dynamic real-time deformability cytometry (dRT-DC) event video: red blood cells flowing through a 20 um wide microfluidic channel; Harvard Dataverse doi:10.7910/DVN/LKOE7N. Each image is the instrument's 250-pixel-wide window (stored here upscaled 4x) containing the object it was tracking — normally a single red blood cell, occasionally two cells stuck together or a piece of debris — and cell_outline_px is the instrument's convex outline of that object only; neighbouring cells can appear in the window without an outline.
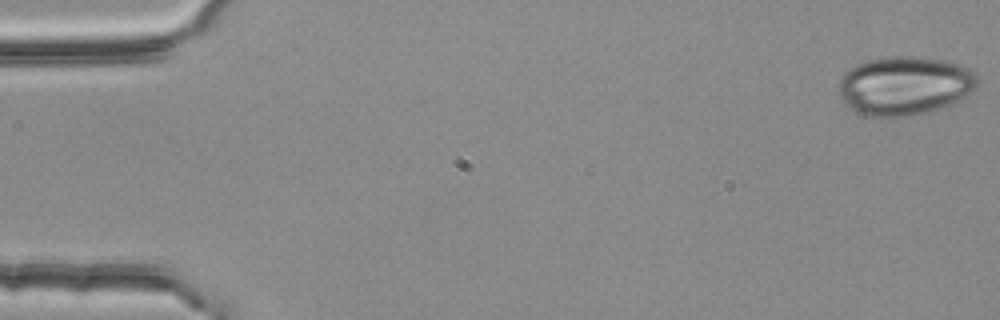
{"species": "common noctule bat (a hibernating species)", "species_latin": "Nyctalus noctula", "temperature_condition": "room temperature", "stored_images_in_passage": 4, "segment_of_instrument_passage": [2, 2], "camera_frame_rate_fps": 3000, "um_per_image_px": 0.085, "animal": {"sex": "female", "body_mass_g": 25.1}, "frame": {"image": 1, "passage_image": 4, "time_ms": 1.0, "image_size_px": [1000, 320], "cell_outline_px": [[980, 80], [976, 88], [968, 96], [960, 100], [940, 108], [924, 112], [904, 116], [868, 116], [856, 112], [840, 96], [840, 76], [844, 72], [856, 64], [868, 60], [884, 56], [920, 56], [944, 60], [960, 64], [968, 68]], "centroid_in_image_um": [76.93, 7.25], "position_along_channel_um": 8.1, "area_um2": 47.57}}